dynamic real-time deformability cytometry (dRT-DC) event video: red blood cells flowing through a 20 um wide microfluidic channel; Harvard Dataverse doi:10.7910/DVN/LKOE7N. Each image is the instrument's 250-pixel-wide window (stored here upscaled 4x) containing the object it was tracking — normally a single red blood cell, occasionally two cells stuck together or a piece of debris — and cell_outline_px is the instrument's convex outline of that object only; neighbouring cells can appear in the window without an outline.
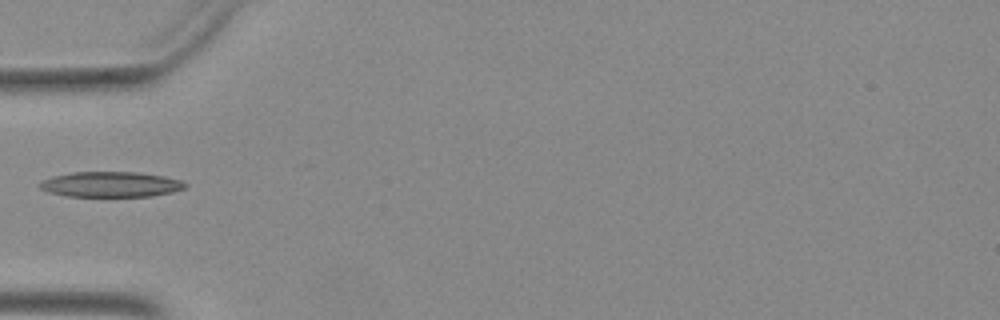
{"species": "Egyptian fruit bat (a non-hibernating species)", "species_latin": "Rousettus aegyptiacus", "temperature_condition": "warm", "stored_images_in_passage": 13, "camera_frame_rate_fps": 3000, "um_per_image_px": 0.085, "animal": {"sex": "female"}, "frame": {"image": 1, "passage_image": 1, "time_ms": 0.0, "image_size_px": [1000, 320], "cell_outline_px": [[188, 184], [184, 188], [172, 192], [152, 196], [68, 196], [48, 192], [40, 188], [40, 180], [52, 176], [72, 172], [140, 172], [180, 180]], "centroid_in_image_um": [9.38, 15.67], "position_along_channel_um": 75.6, "area_um2": 21.39}}
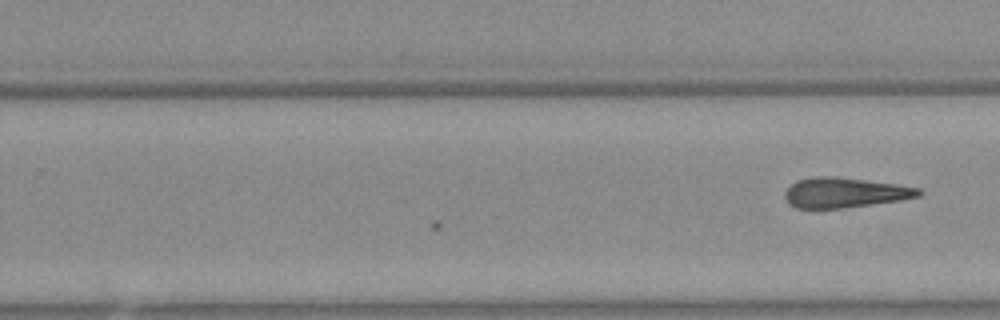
{"frame": {"image": 2, "passage_image": 13, "time_ms": 4.0, "image_size_px": [1000, 320], "cell_outline_px": [[924, 192], [920, 196], [904, 200], [840, 208], [796, 208], [788, 204], [784, 196], [784, 192], [796, 180], [816, 176], [832, 176], [896, 184], [920, 188]], "centroid_in_image_um": [71.81, 16.37], "position_along_channel_um": 258.0, "area_um2": 23.47}}